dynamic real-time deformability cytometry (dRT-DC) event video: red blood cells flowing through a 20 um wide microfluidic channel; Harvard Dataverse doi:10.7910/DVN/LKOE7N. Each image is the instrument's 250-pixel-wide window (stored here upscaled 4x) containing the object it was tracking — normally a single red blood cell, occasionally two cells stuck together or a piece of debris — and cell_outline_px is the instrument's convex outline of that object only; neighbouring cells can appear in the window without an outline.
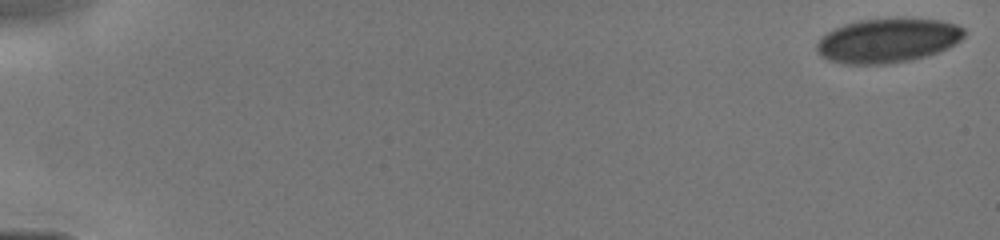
{"species": "human", "species_latin": "Homo sapiens", "temperature_condition": "cold", "stored_images_in_passage": 13, "camera_frame_rate_fps": 3000, "um_per_image_px": 0.085, "donor": {"sex": "male"}, "frame": {"image": 1, "passage_image": 1, "time_ms": 0.0, "image_size_px": [1000, 240], "cell_outline_px": [[964, 36], [956, 44], [948, 48], [924, 56], [908, 60], [888, 64], [844, 64], [828, 60], [820, 56], [816, 52], [816, 44], [828, 32], [844, 24], [860, 20], [940, 20], [956, 24], [964, 28]], "centroid_in_image_um": [75.43, 3.47], "position_along_channel_um": 9.6, "area_um2": 37.4}}
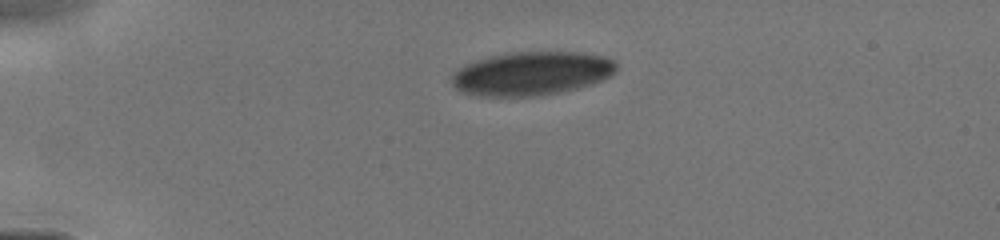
{"frame": {"image": 2, "passage_image": 8, "time_ms": 3.667, "image_size_px": [1000, 240], "cell_outline_px": [[616, 72], [612, 76], [604, 80], [592, 84], [576, 88], [556, 92], [532, 96], [476, 96], [464, 92], [456, 88], [452, 84], [452, 76], [464, 64], [488, 56], [516, 52], [580, 52], [604, 56], [616, 60]], "centroid_in_image_um": [45.22, 6.23], "position_along_channel_um": 39.8, "area_um2": 41.85}}
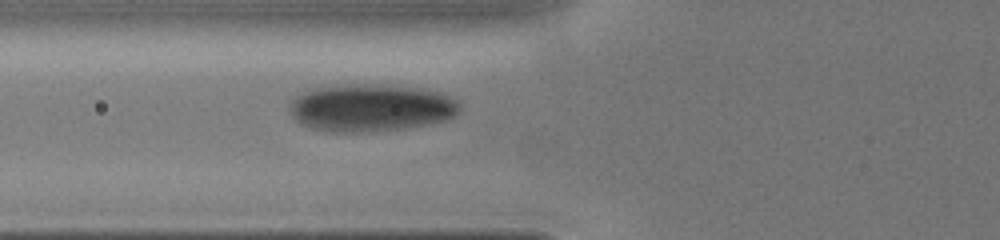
{"frame": {"image": 3, "passage_image": 13, "time_ms": 6.0, "image_size_px": [1000, 240], "cell_outline_px": [[460, 112], [456, 116], [444, 120], [424, 124], [400, 128], [356, 132], [332, 132], [312, 128], [296, 120], [292, 116], [288, 108], [292, 100], [296, 96], [316, 88], [348, 84], [352, 84], [424, 88], [440, 92], [460, 100]], "centroid_in_image_um": [31.56, 9.15], "position_along_channel_um": 94.2, "area_um2": 46.53}}